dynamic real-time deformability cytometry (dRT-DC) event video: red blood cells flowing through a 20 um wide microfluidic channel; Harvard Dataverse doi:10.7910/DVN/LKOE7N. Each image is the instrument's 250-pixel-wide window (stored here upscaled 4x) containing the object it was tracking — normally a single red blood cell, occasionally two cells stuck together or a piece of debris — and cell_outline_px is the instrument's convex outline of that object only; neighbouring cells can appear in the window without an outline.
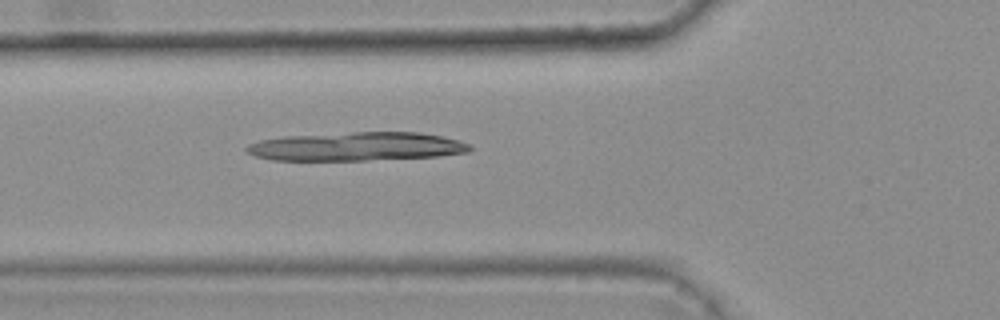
{"species": "common noctule bat (a hibernating species)", "species_latin": "Nyctalus noctula", "temperature_condition": "warm", "stored_images_in_passage": 4, "camera_frame_rate_fps": 3000, "um_per_image_px": 0.085, "animal": {"sex": "female", "body_mass_g": 25.1}, "frame": {"image": 1, "passage_image": 4, "time_ms": 1.0, "image_size_px": [1000, 320], "cell_outline_px": [[472, 148], [468, 152], [440, 156], [364, 160], [272, 160], [256, 156], [248, 152], [244, 148], [248, 144], [260, 140], [284, 136], [352, 132], [420, 132], [440, 136], [456, 140], [468, 144]], "centroid_in_image_um": [30.28, 12.45], "position_along_channel_um": 95.5, "area_um2": 37.11}}